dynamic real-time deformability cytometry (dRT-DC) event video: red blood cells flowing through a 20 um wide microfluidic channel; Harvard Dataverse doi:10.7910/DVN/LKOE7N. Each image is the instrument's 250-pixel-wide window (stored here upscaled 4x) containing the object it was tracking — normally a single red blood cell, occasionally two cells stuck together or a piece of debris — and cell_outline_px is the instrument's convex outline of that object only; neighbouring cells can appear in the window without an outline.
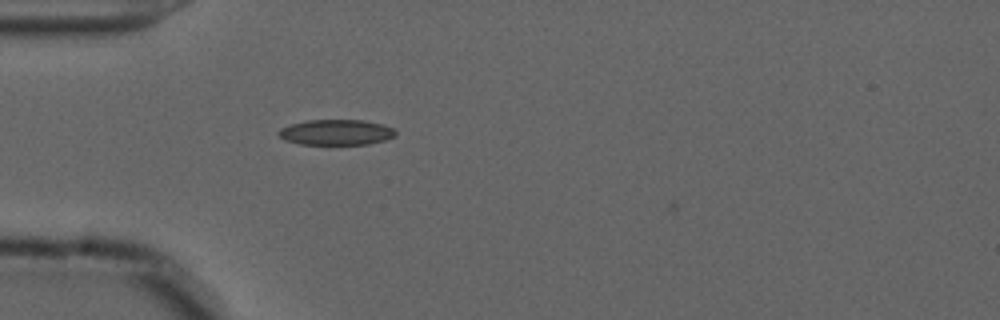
{"species": "common noctule bat (a hibernating species)", "species_latin": "Nyctalus noctula", "temperature_condition": "cold", "stored_images_in_passage": 43, "camera_frame_rate_fps": 3000, "um_per_image_px": 0.085, "animal": {"sex": "male", "forearm_length_mm": 52.5}, "frame": {"image": 1, "passage_image": 4, "time_ms": 1.0, "image_size_px": [1000, 320], "cell_outline_px": [[396, 136], [384, 140], [368, 144], [300, 144], [284, 140], [276, 132], [280, 128], [292, 124], [308, 120], [364, 120], [384, 124], [396, 128]], "centroid_in_image_um": [28.61, 11.24], "position_along_channel_um": 56.4, "area_um2": 17.51}}
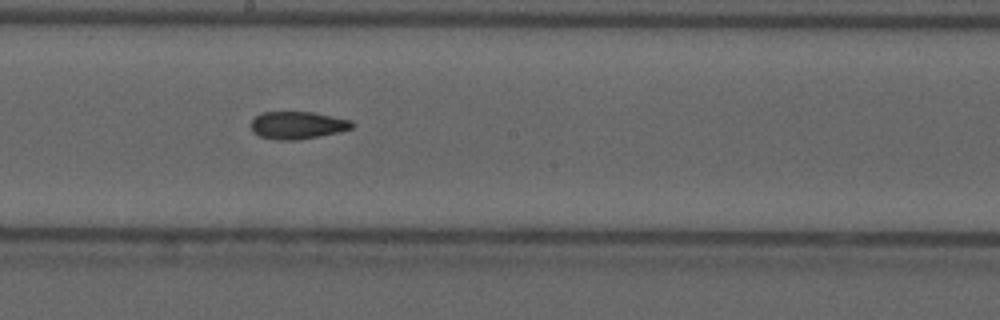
{"frame": {"image": 2, "passage_image": 18, "time_ms": 5.667, "image_size_px": [1000, 320], "cell_outline_px": [[356, 124], [352, 128], [320, 136], [292, 140], [276, 140], [260, 136], [252, 132], [252, 120], [256, 116], [264, 112], [312, 112], [352, 120]], "centroid_in_image_um": [25.3, 10.64], "position_along_channel_um": 222.9, "area_um2": 16.07}}
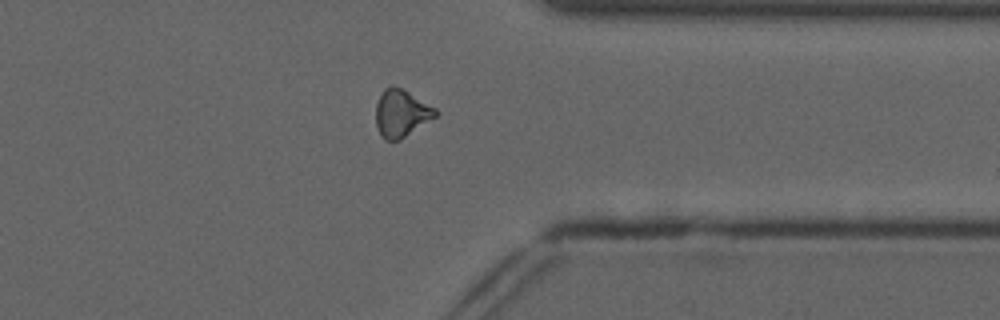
{"frame": {"image": 3, "passage_image": 31, "time_ms": 10.0, "image_size_px": [1000, 320], "cell_outline_px": [[440, 112], [436, 116], [400, 140], [384, 140], [380, 136], [376, 124], [376, 104], [384, 88], [392, 84], [408, 92], [436, 108]], "centroid_in_image_um": [34.1, 9.63], "position_along_channel_um": 377.3, "area_um2": 16.42}}